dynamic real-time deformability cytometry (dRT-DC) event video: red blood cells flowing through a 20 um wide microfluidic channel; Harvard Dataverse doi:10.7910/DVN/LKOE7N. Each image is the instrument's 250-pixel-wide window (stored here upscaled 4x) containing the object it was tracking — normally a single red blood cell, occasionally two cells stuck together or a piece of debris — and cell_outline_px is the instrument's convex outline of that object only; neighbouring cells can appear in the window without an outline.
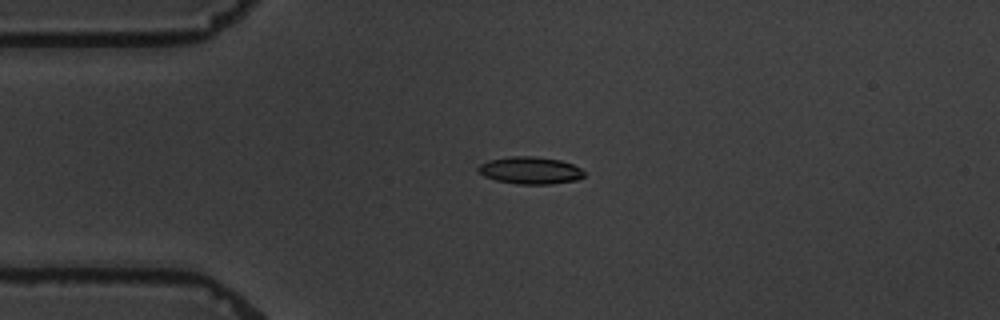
{"species": "common noctule bat (a hibernating species)", "species_latin": "Nyctalus noctula", "temperature_condition": "warm", "stored_images_in_passage": 5, "camera_frame_rate_fps": 3000, "um_per_image_px": 0.085, "animal": {"sex": "male", "body_mass_g": 19.5, "forearm_length_mm": 54.6}, "frame": {"image": 1, "passage_image": 4, "time_ms": 4.0, "image_size_px": [1000, 320], "cell_outline_px": [[584, 176], [576, 180], [552, 184], [516, 184], [496, 180], [484, 176], [476, 168], [480, 164], [488, 160], [508, 156], [532, 156], [560, 160], [572, 164], [580, 168], [584, 172]], "centroid_in_image_um": [45.05, 14.48], "position_along_channel_um": 40.0, "area_um2": 16.82}}